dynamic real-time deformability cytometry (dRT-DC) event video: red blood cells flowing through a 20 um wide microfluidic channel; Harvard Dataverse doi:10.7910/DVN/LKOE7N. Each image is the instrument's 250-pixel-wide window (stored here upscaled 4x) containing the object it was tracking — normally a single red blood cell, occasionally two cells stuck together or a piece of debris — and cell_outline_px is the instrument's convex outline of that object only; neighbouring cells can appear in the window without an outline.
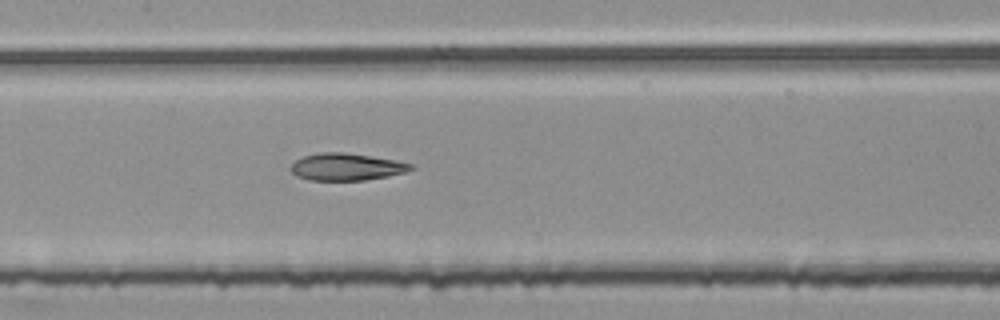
{"species": "common noctule bat (a hibernating species)", "species_latin": "Nyctalus noctula", "temperature_condition": "room temperature", "stored_images_in_passage": 48, "segment_of_instrument_passage": [2, 2], "camera_frame_rate_fps": 3000, "um_per_image_px": 0.085, "animal": {"sex": "female", "body_mass_g": 25.1}, "frame": {"image": 1, "passage_image": 26, "time_ms": 8.333, "image_size_px": [1000, 320], "cell_outline_px": [[416, 168], [404, 172], [388, 176], [364, 180], [308, 180], [296, 176], [292, 172], [292, 164], [296, 160], [304, 156], [320, 152], [344, 152], [396, 160], [416, 164]], "centroid_in_image_um": [29.49, 14.18], "position_along_channel_um": 177.9, "area_um2": 19.02}}
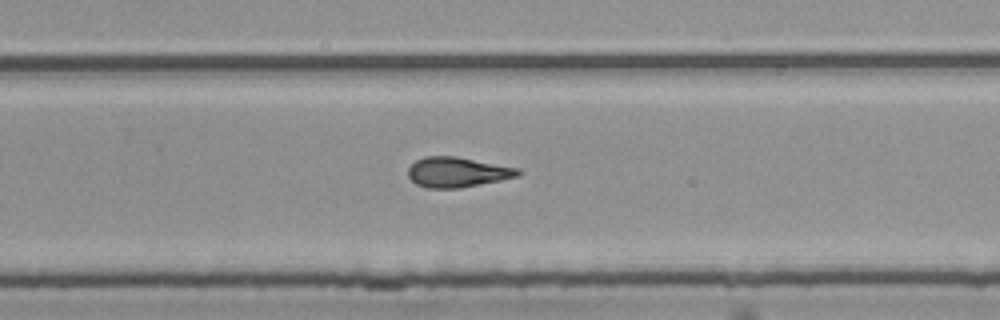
{"frame": {"image": 2, "passage_image": 35, "time_ms": 11.333, "image_size_px": [1000, 320], "cell_outline_px": [[524, 172], [520, 176], [460, 188], [428, 188], [416, 184], [408, 176], [408, 168], [416, 160], [424, 156], [456, 156], [520, 168]], "centroid_in_image_um": [38.91, 14.63], "position_along_channel_um": 290.9, "area_um2": 19.42}}
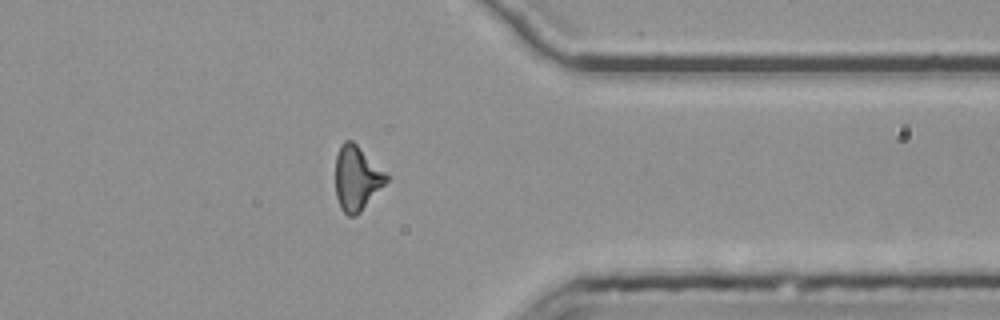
{"frame": {"image": 3, "passage_image": 43, "time_ms": 14.0, "image_size_px": [1000, 320], "cell_outline_px": [[388, 180], [360, 212], [356, 216], [348, 216], [340, 208], [336, 196], [336, 152], [340, 144], [344, 140], [352, 140], [388, 176]], "centroid_in_image_um": [30.28, 15.15], "position_along_channel_um": 381.1, "area_um2": 18.84}}